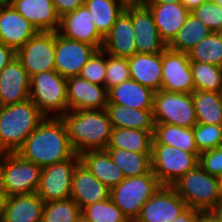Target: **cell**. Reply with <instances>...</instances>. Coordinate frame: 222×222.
I'll use <instances>...</instances> for the list:
<instances>
[{"label":"cell","instance_id":"1","mask_svg":"<svg viewBox=\"0 0 222 222\" xmlns=\"http://www.w3.org/2000/svg\"><path fill=\"white\" fill-rule=\"evenodd\" d=\"M24 160L41 168L71 158L73 150L61 117H45L16 152Z\"/></svg>","mask_w":222,"mask_h":222},{"label":"cell","instance_id":"2","mask_svg":"<svg viewBox=\"0 0 222 222\" xmlns=\"http://www.w3.org/2000/svg\"><path fill=\"white\" fill-rule=\"evenodd\" d=\"M70 144L78 155L90 150H105L112 123L106 109L67 111L62 117Z\"/></svg>","mask_w":222,"mask_h":222},{"label":"cell","instance_id":"3","mask_svg":"<svg viewBox=\"0 0 222 222\" xmlns=\"http://www.w3.org/2000/svg\"><path fill=\"white\" fill-rule=\"evenodd\" d=\"M45 116L30 99L0 106V150L16 153Z\"/></svg>","mask_w":222,"mask_h":222},{"label":"cell","instance_id":"4","mask_svg":"<svg viewBox=\"0 0 222 222\" xmlns=\"http://www.w3.org/2000/svg\"><path fill=\"white\" fill-rule=\"evenodd\" d=\"M187 207L208 213L221 199L219 179L204 171L199 164L172 185Z\"/></svg>","mask_w":222,"mask_h":222},{"label":"cell","instance_id":"5","mask_svg":"<svg viewBox=\"0 0 222 222\" xmlns=\"http://www.w3.org/2000/svg\"><path fill=\"white\" fill-rule=\"evenodd\" d=\"M29 99L45 117H62L68 111L67 78L56 70L30 77Z\"/></svg>","mask_w":222,"mask_h":222},{"label":"cell","instance_id":"6","mask_svg":"<svg viewBox=\"0 0 222 222\" xmlns=\"http://www.w3.org/2000/svg\"><path fill=\"white\" fill-rule=\"evenodd\" d=\"M162 186L152 170L148 173L125 178L110 189V198L129 222H135L143 205Z\"/></svg>","mask_w":222,"mask_h":222},{"label":"cell","instance_id":"7","mask_svg":"<svg viewBox=\"0 0 222 222\" xmlns=\"http://www.w3.org/2000/svg\"><path fill=\"white\" fill-rule=\"evenodd\" d=\"M42 168L17 153H5L0 167V186L9 196L36 193Z\"/></svg>","mask_w":222,"mask_h":222},{"label":"cell","instance_id":"8","mask_svg":"<svg viewBox=\"0 0 222 222\" xmlns=\"http://www.w3.org/2000/svg\"><path fill=\"white\" fill-rule=\"evenodd\" d=\"M199 158L170 145L152 144L151 170L162 185L171 186L198 165Z\"/></svg>","mask_w":222,"mask_h":222},{"label":"cell","instance_id":"9","mask_svg":"<svg viewBox=\"0 0 222 222\" xmlns=\"http://www.w3.org/2000/svg\"><path fill=\"white\" fill-rule=\"evenodd\" d=\"M154 123H166L186 128L197 124L192 94L159 90L154 93Z\"/></svg>","mask_w":222,"mask_h":222},{"label":"cell","instance_id":"10","mask_svg":"<svg viewBox=\"0 0 222 222\" xmlns=\"http://www.w3.org/2000/svg\"><path fill=\"white\" fill-rule=\"evenodd\" d=\"M80 157L75 153L71 158L42 168L36 193L44 203L66 200L71 196L72 176Z\"/></svg>","mask_w":222,"mask_h":222},{"label":"cell","instance_id":"11","mask_svg":"<svg viewBox=\"0 0 222 222\" xmlns=\"http://www.w3.org/2000/svg\"><path fill=\"white\" fill-rule=\"evenodd\" d=\"M124 11L132 20L137 53L156 54L167 48L158 33L152 12L141 0H130Z\"/></svg>","mask_w":222,"mask_h":222},{"label":"cell","instance_id":"12","mask_svg":"<svg viewBox=\"0 0 222 222\" xmlns=\"http://www.w3.org/2000/svg\"><path fill=\"white\" fill-rule=\"evenodd\" d=\"M29 76L55 70V32L39 31L16 51Z\"/></svg>","mask_w":222,"mask_h":222},{"label":"cell","instance_id":"13","mask_svg":"<svg viewBox=\"0 0 222 222\" xmlns=\"http://www.w3.org/2000/svg\"><path fill=\"white\" fill-rule=\"evenodd\" d=\"M161 90L187 94L195 91L188 53L168 47L162 52Z\"/></svg>","mask_w":222,"mask_h":222},{"label":"cell","instance_id":"14","mask_svg":"<svg viewBox=\"0 0 222 222\" xmlns=\"http://www.w3.org/2000/svg\"><path fill=\"white\" fill-rule=\"evenodd\" d=\"M97 50L95 46L67 39L55 32V70L65 78L78 76Z\"/></svg>","mask_w":222,"mask_h":222},{"label":"cell","instance_id":"15","mask_svg":"<svg viewBox=\"0 0 222 222\" xmlns=\"http://www.w3.org/2000/svg\"><path fill=\"white\" fill-rule=\"evenodd\" d=\"M187 208L172 186L162 185L143 205L135 222H171Z\"/></svg>","mask_w":222,"mask_h":222},{"label":"cell","instance_id":"16","mask_svg":"<svg viewBox=\"0 0 222 222\" xmlns=\"http://www.w3.org/2000/svg\"><path fill=\"white\" fill-rule=\"evenodd\" d=\"M57 33L67 39L95 46L98 50L102 48L104 41L85 5L62 15Z\"/></svg>","mask_w":222,"mask_h":222},{"label":"cell","instance_id":"17","mask_svg":"<svg viewBox=\"0 0 222 222\" xmlns=\"http://www.w3.org/2000/svg\"><path fill=\"white\" fill-rule=\"evenodd\" d=\"M68 111L103 110L108 104L105 86L93 84L79 76L67 78Z\"/></svg>","mask_w":222,"mask_h":222},{"label":"cell","instance_id":"18","mask_svg":"<svg viewBox=\"0 0 222 222\" xmlns=\"http://www.w3.org/2000/svg\"><path fill=\"white\" fill-rule=\"evenodd\" d=\"M30 76L15 57L0 72V106L13 105L29 99Z\"/></svg>","mask_w":222,"mask_h":222},{"label":"cell","instance_id":"19","mask_svg":"<svg viewBox=\"0 0 222 222\" xmlns=\"http://www.w3.org/2000/svg\"><path fill=\"white\" fill-rule=\"evenodd\" d=\"M38 32L11 4L0 5V42L17 51Z\"/></svg>","mask_w":222,"mask_h":222},{"label":"cell","instance_id":"20","mask_svg":"<svg viewBox=\"0 0 222 222\" xmlns=\"http://www.w3.org/2000/svg\"><path fill=\"white\" fill-rule=\"evenodd\" d=\"M82 210L85 206L110 198V189L101 183L81 162L72 176L71 196Z\"/></svg>","mask_w":222,"mask_h":222},{"label":"cell","instance_id":"21","mask_svg":"<svg viewBox=\"0 0 222 222\" xmlns=\"http://www.w3.org/2000/svg\"><path fill=\"white\" fill-rule=\"evenodd\" d=\"M152 12L161 39L168 45L184 25L190 11L181 3H144Z\"/></svg>","mask_w":222,"mask_h":222},{"label":"cell","instance_id":"22","mask_svg":"<svg viewBox=\"0 0 222 222\" xmlns=\"http://www.w3.org/2000/svg\"><path fill=\"white\" fill-rule=\"evenodd\" d=\"M11 5L38 31L57 32L60 16L53 0H12Z\"/></svg>","mask_w":222,"mask_h":222},{"label":"cell","instance_id":"23","mask_svg":"<svg viewBox=\"0 0 222 222\" xmlns=\"http://www.w3.org/2000/svg\"><path fill=\"white\" fill-rule=\"evenodd\" d=\"M102 50L117 57L129 58L137 53L131 17L123 11L104 37Z\"/></svg>","mask_w":222,"mask_h":222},{"label":"cell","instance_id":"24","mask_svg":"<svg viewBox=\"0 0 222 222\" xmlns=\"http://www.w3.org/2000/svg\"><path fill=\"white\" fill-rule=\"evenodd\" d=\"M128 64L132 80L154 92L161 90L162 52L156 54L135 53L128 58Z\"/></svg>","mask_w":222,"mask_h":222},{"label":"cell","instance_id":"25","mask_svg":"<svg viewBox=\"0 0 222 222\" xmlns=\"http://www.w3.org/2000/svg\"><path fill=\"white\" fill-rule=\"evenodd\" d=\"M44 205L37 193L9 196L0 222H42Z\"/></svg>","mask_w":222,"mask_h":222},{"label":"cell","instance_id":"26","mask_svg":"<svg viewBox=\"0 0 222 222\" xmlns=\"http://www.w3.org/2000/svg\"><path fill=\"white\" fill-rule=\"evenodd\" d=\"M80 162L109 189L125 179L121 169L106 150H90L79 155Z\"/></svg>","mask_w":222,"mask_h":222},{"label":"cell","instance_id":"27","mask_svg":"<svg viewBox=\"0 0 222 222\" xmlns=\"http://www.w3.org/2000/svg\"><path fill=\"white\" fill-rule=\"evenodd\" d=\"M154 93L151 89L130 79L108 91V104H120L136 109H153Z\"/></svg>","mask_w":222,"mask_h":222},{"label":"cell","instance_id":"28","mask_svg":"<svg viewBox=\"0 0 222 222\" xmlns=\"http://www.w3.org/2000/svg\"><path fill=\"white\" fill-rule=\"evenodd\" d=\"M106 111L113 128L154 131L153 109H136L120 104H107Z\"/></svg>","mask_w":222,"mask_h":222},{"label":"cell","instance_id":"29","mask_svg":"<svg viewBox=\"0 0 222 222\" xmlns=\"http://www.w3.org/2000/svg\"><path fill=\"white\" fill-rule=\"evenodd\" d=\"M152 144L170 145L180 150L195 154L198 158L193 128H186L173 124L155 123Z\"/></svg>","mask_w":222,"mask_h":222},{"label":"cell","instance_id":"30","mask_svg":"<svg viewBox=\"0 0 222 222\" xmlns=\"http://www.w3.org/2000/svg\"><path fill=\"white\" fill-rule=\"evenodd\" d=\"M130 0H86L85 6L91 13L98 33L104 38Z\"/></svg>","mask_w":222,"mask_h":222},{"label":"cell","instance_id":"31","mask_svg":"<svg viewBox=\"0 0 222 222\" xmlns=\"http://www.w3.org/2000/svg\"><path fill=\"white\" fill-rule=\"evenodd\" d=\"M154 131L113 128L107 148L125 149L137 153H151Z\"/></svg>","mask_w":222,"mask_h":222},{"label":"cell","instance_id":"32","mask_svg":"<svg viewBox=\"0 0 222 222\" xmlns=\"http://www.w3.org/2000/svg\"><path fill=\"white\" fill-rule=\"evenodd\" d=\"M192 98L197 123L221 125L222 93L195 90Z\"/></svg>","mask_w":222,"mask_h":222},{"label":"cell","instance_id":"33","mask_svg":"<svg viewBox=\"0 0 222 222\" xmlns=\"http://www.w3.org/2000/svg\"><path fill=\"white\" fill-rule=\"evenodd\" d=\"M112 161L125 178L140 176L151 170V153H137L125 149L106 148Z\"/></svg>","mask_w":222,"mask_h":222},{"label":"cell","instance_id":"34","mask_svg":"<svg viewBox=\"0 0 222 222\" xmlns=\"http://www.w3.org/2000/svg\"><path fill=\"white\" fill-rule=\"evenodd\" d=\"M211 32L207 26L190 13L184 25L167 47L174 51L188 53Z\"/></svg>","mask_w":222,"mask_h":222},{"label":"cell","instance_id":"35","mask_svg":"<svg viewBox=\"0 0 222 222\" xmlns=\"http://www.w3.org/2000/svg\"><path fill=\"white\" fill-rule=\"evenodd\" d=\"M195 90L222 93V67L190 61Z\"/></svg>","mask_w":222,"mask_h":222},{"label":"cell","instance_id":"36","mask_svg":"<svg viewBox=\"0 0 222 222\" xmlns=\"http://www.w3.org/2000/svg\"><path fill=\"white\" fill-rule=\"evenodd\" d=\"M190 61L222 67V42L216 32H211L188 52Z\"/></svg>","mask_w":222,"mask_h":222},{"label":"cell","instance_id":"37","mask_svg":"<svg viewBox=\"0 0 222 222\" xmlns=\"http://www.w3.org/2000/svg\"><path fill=\"white\" fill-rule=\"evenodd\" d=\"M81 215V209L72 199L45 203L42 222H75Z\"/></svg>","mask_w":222,"mask_h":222},{"label":"cell","instance_id":"38","mask_svg":"<svg viewBox=\"0 0 222 222\" xmlns=\"http://www.w3.org/2000/svg\"><path fill=\"white\" fill-rule=\"evenodd\" d=\"M81 214L90 222H129L111 198L85 206Z\"/></svg>","mask_w":222,"mask_h":222},{"label":"cell","instance_id":"39","mask_svg":"<svg viewBox=\"0 0 222 222\" xmlns=\"http://www.w3.org/2000/svg\"><path fill=\"white\" fill-rule=\"evenodd\" d=\"M130 79L128 58L112 56L106 53V75L104 86L107 91Z\"/></svg>","mask_w":222,"mask_h":222},{"label":"cell","instance_id":"40","mask_svg":"<svg viewBox=\"0 0 222 222\" xmlns=\"http://www.w3.org/2000/svg\"><path fill=\"white\" fill-rule=\"evenodd\" d=\"M193 132L200 153L222 146L221 125L197 123Z\"/></svg>","mask_w":222,"mask_h":222},{"label":"cell","instance_id":"41","mask_svg":"<svg viewBox=\"0 0 222 222\" xmlns=\"http://www.w3.org/2000/svg\"><path fill=\"white\" fill-rule=\"evenodd\" d=\"M106 75V52L97 50L79 73V77L88 80L93 84L104 86Z\"/></svg>","mask_w":222,"mask_h":222},{"label":"cell","instance_id":"42","mask_svg":"<svg viewBox=\"0 0 222 222\" xmlns=\"http://www.w3.org/2000/svg\"><path fill=\"white\" fill-rule=\"evenodd\" d=\"M191 14L199 19L212 32L222 27V6L212 0L204 2L198 8H195Z\"/></svg>","mask_w":222,"mask_h":222},{"label":"cell","instance_id":"43","mask_svg":"<svg viewBox=\"0 0 222 222\" xmlns=\"http://www.w3.org/2000/svg\"><path fill=\"white\" fill-rule=\"evenodd\" d=\"M199 166L208 174L222 176V146L200 153Z\"/></svg>","mask_w":222,"mask_h":222},{"label":"cell","instance_id":"44","mask_svg":"<svg viewBox=\"0 0 222 222\" xmlns=\"http://www.w3.org/2000/svg\"><path fill=\"white\" fill-rule=\"evenodd\" d=\"M85 2L86 0H53V4L60 17L83 6Z\"/></svg>","mask_w":222,"mask_h":222},{"label":"cell","instance_id":"45","mask_svg":"<svg viewBox=\"0 0 222 222\" xmlns=\"http://www.w3.org/2000/svg\"><path fill=\"white\" fill-rule=\"evenodd\" d=\"M16 57V51L0 42V72Z\"/></svg>","mask_w":222,"mask_h":222},{"label":"cell","instance_id":"46","mask_svg":"<svg viewBox=\"0 0 222 222\" xmlns=\"http://www.w3.org/2000/svg\"><path fill=\"white\" fill-rule=\"evenodd\" d=\"M201 214L199 210L188 207L171 222H199Z\"/></svg>","mask_w":222,"mask_h":222},{"label":"cell","instance_id":"47","mask_svg":"<svg viewBox=\"0 0 222 222\" xmlns=\"http://www.w3.org/2000/svg\"><path fill=\"white\" fill-rule=\"evenodd\" d=\"M218 222H222V198L208 212Z\"/></svg>","mask_w":222,"mask_h":222},{"label":"cell","instance_id":"48","mask_svg":"<svg viewBox=\"0 0 222 222\" xmlns=\"http://www.w3.org/2000/svg\"><path fill=\"white\" fill-rule=\"evenodd\" d=\"M207 0H180V2L190 11L192 12L195 8H198L201 4L206 2Z\"/></svg>","mask_w":222,"mask_h":222},{"label":"cell","instance_id":"49","mask_svg":"<svg viewBox=\"0 0 222 222\" xmlns=\"http://www.w3.org/2000/svg\"><path fill=\"white\" fill-rule=\"evenodd\" d=\"M7 198H8V195L6 194L5 190L0 186V220L4 212Z\"/></svg>","mask_w":222,"mask_h":222},{"label":"cell","instance_id":"50","mask_svg":"<svg viewBox=\"0 0 222 222\" xmlns=\"http://www.w3.org/2000/svg\"><path fill=\"white\" fill-rule=\"evenodd\" d=\"M199 222H218L209 213H202Z\"/></svg>","mask_w":222,"mask_h":222},{"label":"cell","instance_id":"51","mask_svg":"<svg viewBox=\"0 0 222 222\" xmlns=\"http://www.w3.org/2000/svg\"><path fill=\"white\" fill-rule=\"evenodd\" d=\"M143 3H175L180 0H141Z\"/></svg>","mask_w":222,"mask_h":222},{"label":"cell","instance_id":"52","mask_svg":"<svg viewBox=\"0 0 222 222\" xmlns=\"http://www.w3.org/2000/svg\"><path fill=\"white\" fill-rule=\"evenodd\" d=\"M75 222H90V221L87 220V219L81 214Z\"/></svg>","mask_w":222,"mask_h":222},{"label":"cell","instance_id":"53","mask_svg":"<svg viewBox=\"0 0 222 222\" xmlns=\"http://www.w3.org/2000/svg\"><path fill=\"white\" fill-rule=\"evenodd\" d=\"M12 0H0V5L11 4Z\"/></svg>","mask_w":222,"mask_h":222},{"label":"cell","instance_id":"54","mask_svg":"<svg viewBox=\"0 0 222 222\" xmlns=\"http://www.w3.org/2000/svg\"><path fill=\"white\" fill-rule=\"evenodd\" d=\"M216 32V34L219 36V38H220V40H221V42H222V27L221 28H219L217 31H215Z\"/></svg>","mask_w":222,"mask_h":222},{"label":"cell","instance_id":"55","mask_svg":"<svg viewBox=\"0 0 222 222\" xmlns=\"http://www.w3.org/2000/svg\"><path fill=\"white\" fill-rule=\"evenodd\" d=\"M219 179V188H220V194L222 198V176L218 178Z\"/></svg>","mask_w":222,"mask_h":222},{"label":"cell","instance_id":"56","mask_svg":"<svg viewBox=\"0 0 222 222\" xmlns=\"http://www.w3.org/2000/svg\"><path fill=\"white\" fill-rule=\"evenodd\" d=\"M4 155H5V152L0 150V167H1V163H2Z\"/></svg>","mask_w":222,"mask_h":222},{"label":"cell","instance_id":"57","mask_svg":"<svg viewBox=\"0 0 222 222\" xmlns=\"http://www.w3.org/2000/svg\"><path fill=\"white\" fill-rule=\"evenodd\" d=\"M212 1L222 6V0H212Z\"/></svg>","mask_w":222,"mask_h":222}]
</instances>
